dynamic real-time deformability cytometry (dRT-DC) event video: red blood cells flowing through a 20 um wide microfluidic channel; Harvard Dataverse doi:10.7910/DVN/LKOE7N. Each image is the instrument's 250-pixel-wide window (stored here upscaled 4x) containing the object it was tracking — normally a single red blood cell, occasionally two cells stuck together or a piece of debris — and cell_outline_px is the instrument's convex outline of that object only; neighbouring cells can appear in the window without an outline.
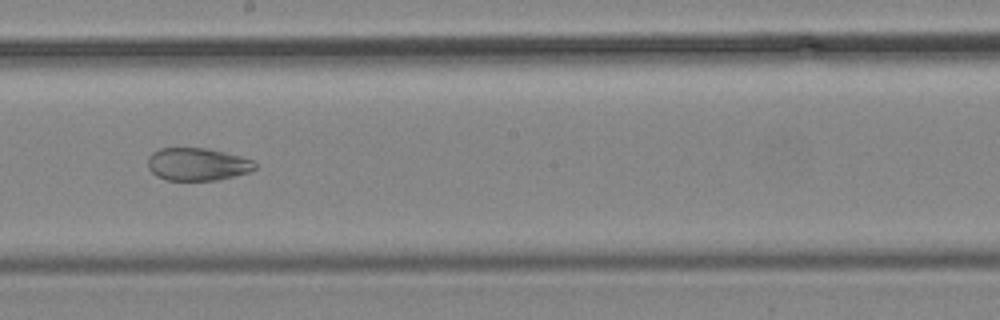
{"species": "common noctule bat (a hibernating species)", "species_latin": "Nyctalus noctula", "temperature_condition": "cold", "stored_images_in_passage": 15, "camera_frame_rate_fps": 3000, "um_per_image_px": 0.085, "animal": {"sex": "male", "body_mass_g": 19.2, "forearm_length_mm": 51.8}, "frame": {"image": 1, "passage_image": 13, "time_ms": 15.0, "image_size_px": [1000, 320], "cell_outline_px": [[256, 168], [252, 172], [216, 180], [168, 180], [156, 176], [148, 168], [148, 156], [152, 152], [160, 148], [208, 148], [240, 156], [252, 160], [256, 164]], "centroid_in_image_um": [16.78, 13.96], "position_along_channel_um": 231.4, "area_um2": 20.52}}